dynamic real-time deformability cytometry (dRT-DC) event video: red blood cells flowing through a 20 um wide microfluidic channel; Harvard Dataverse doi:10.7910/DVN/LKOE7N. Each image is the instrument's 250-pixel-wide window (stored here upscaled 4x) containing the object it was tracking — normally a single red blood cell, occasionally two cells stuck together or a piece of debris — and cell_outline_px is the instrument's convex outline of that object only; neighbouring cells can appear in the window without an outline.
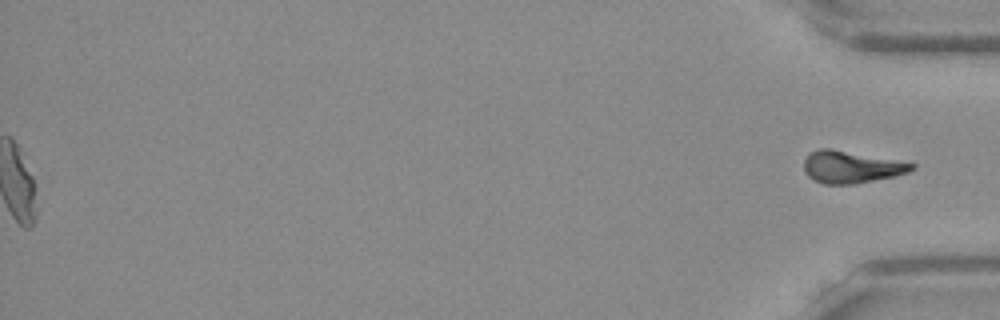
{"species": "Egyptian fruit bat (a non-hibernating species)", "species_latin": "Rousettus aegyptiacus", "temperature_condition": "warm", "stored_images_in_passage": 55, "segment_of_instrument_passage": [2, 2], "camera_frame_rate_fps": 3000, "um_per_image_px": 0.085, "frame": {"image": 1, "passage_image": 55, "time_ms": 18.0, "image_size_px": [1000, 320], "cell_outline_px": [[916, 168], [908, 172], [896, 176], [852, 184], [824, 184], [812, 180], [804, 172], [804, 160], [808, 152], [816, 148], [832, 148], [912, 160], [916, 164]], "centroid_in_image_um": [72.44, 14.15], "position_along_channel_um": 362.8, "area_um2": 21.33}}